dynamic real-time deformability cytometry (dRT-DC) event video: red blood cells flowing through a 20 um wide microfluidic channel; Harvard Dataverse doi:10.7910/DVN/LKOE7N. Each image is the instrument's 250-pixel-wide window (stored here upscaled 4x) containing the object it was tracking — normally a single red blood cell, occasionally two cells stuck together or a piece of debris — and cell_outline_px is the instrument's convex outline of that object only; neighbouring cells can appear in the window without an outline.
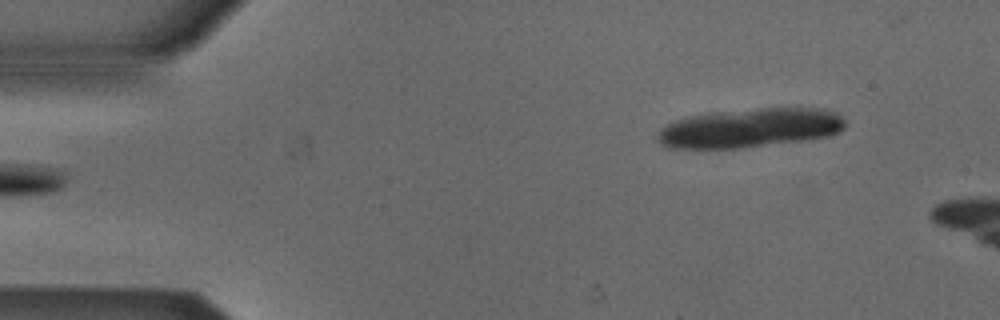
{"species": "Egyptian fruit bat (a non-hibernating species)", "species_latin": "Rousettus aegyptiacus", "temperature_condition": "cold", "stored_images_in_passage": 13, "camera_frame_rate_fps": 3000, "um_per_image_px": 0.085, "animal": {"sex": "male"}, "frame": {"image": 1, "passage_image": 1, "time_ms": 0.0, "image_size_px": [1000, 320], "cell_outline_px": [[844, 128], [840, 132], [828, 136], [800, 140], [740, 148], [668, 148], [660, 144], [656, 140], [656, 136], [660, 128], [676, 120], [688, 116], [708, 112], [760, 108], [824, 108], [836, 112], [844, 120]], "centroid_in_image_um": [63.7, 10.87], "position_along_channel_um": 21.3, "area_um2": 42.89}}